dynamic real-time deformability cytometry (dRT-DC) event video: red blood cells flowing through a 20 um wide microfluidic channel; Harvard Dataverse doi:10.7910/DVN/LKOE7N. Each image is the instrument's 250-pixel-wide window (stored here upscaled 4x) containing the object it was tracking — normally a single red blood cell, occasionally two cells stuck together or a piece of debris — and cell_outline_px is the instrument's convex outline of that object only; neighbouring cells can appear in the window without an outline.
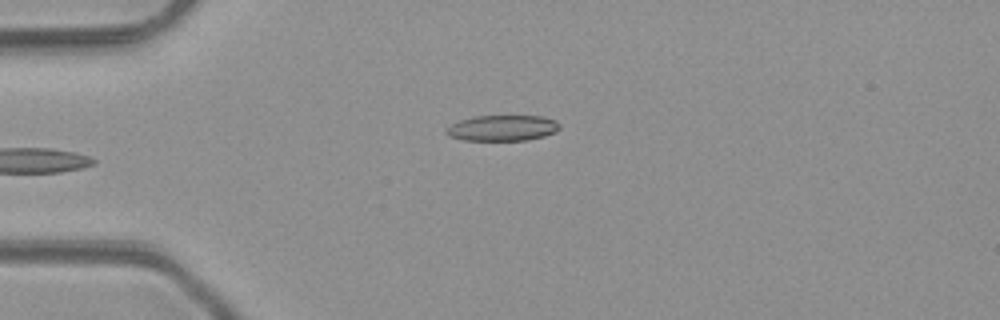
{"species": "common noctule bat (a hibernating species)", "species_latin": "Nyctalus noctula", "temperature_condition": "room temperature", "stored_images_in_passage": 4, "camera_frame_rate_fps": 3000, "um_per_image_px": 0.085, "animal": {"sex": "male", "body_mass_g": 23.1, "forearm_length_mm": 52.7}, "frame": {"image": 1, "passage_image": 4, "time_ms": 4.333, "image_size_px": [1000, 320], "cell_outline_px": [[560, 128], [556, 132], [544, 136], [528, 140], [464, 140], [448, 136], [444, 132], [452, 124], [460, 120], [476, 116], [544, 116], [556, 120], [560, 124]], "centroid_in_image_um": [42.74, 10.88], "position_along_channel_um": 42.3, "area_um2": 17.05}}